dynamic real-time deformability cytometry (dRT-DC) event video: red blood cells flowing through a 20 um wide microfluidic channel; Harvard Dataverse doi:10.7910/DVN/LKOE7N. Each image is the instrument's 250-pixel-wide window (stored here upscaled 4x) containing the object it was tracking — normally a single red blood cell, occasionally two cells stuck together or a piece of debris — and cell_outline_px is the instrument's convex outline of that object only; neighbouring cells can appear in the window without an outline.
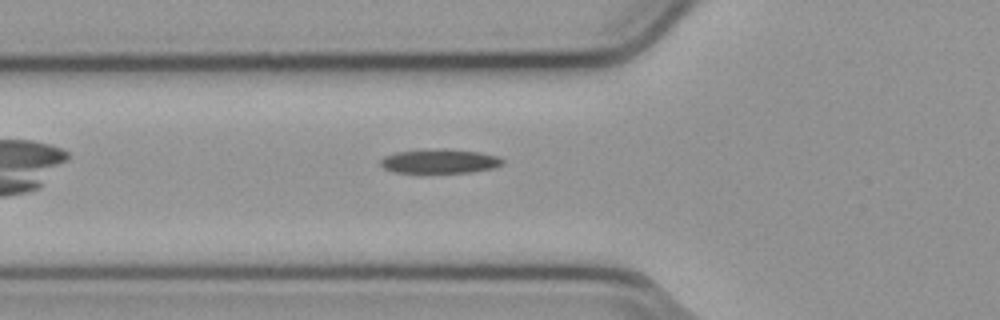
{"species": "common noctule bat (a hibernating species)", "species_latin": "Nyctalus noctula", "temperature_condition": "cold", "stored_images_in_passage": 34, "camera_frame_rate_fps": 3000, "um_per_image_px": 0.085, "animal": {"sex": "male", "body_mass_g": 23.1, "forearm_length_mm": 52.7}, "frame": {"image": 1, "passage_image": 5, "time_ms": 1.333, "image_size_px": [1000, 320], "cell_outline_px": [[504, 164], [492, 168], [472, 172], [396, 172], [384, 168], [380, 164], [380, 160], [384, 156], [396, 152], [428, 148], [444, 148], [480, 152], [496, 156], [504, 160]], "centroid_in_image_um": [37.37, 13.68], "position_along_channel_um": 88.4, "area_um2": 17.28}}
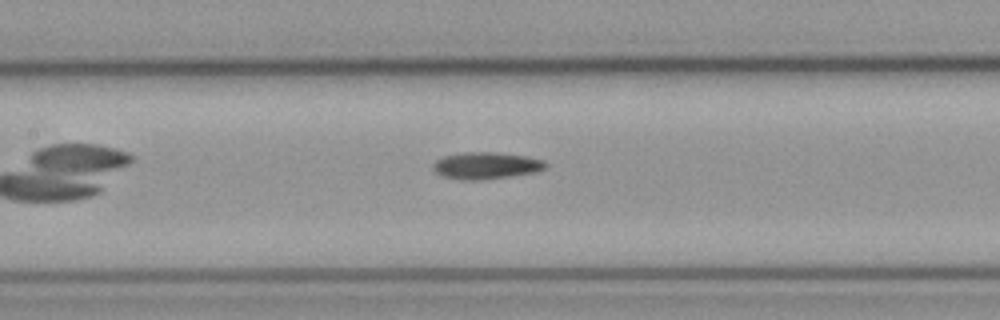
{"frame": {"image": 2, "passage_image": 11, "time_ms": 3.333, "image_size_px": [1000, 320], "cell_outline_px": [[548, 164], [544, 168], [536, 172], [480, 180], [464, 180], [444, 176], [436, 172], [432, 168], [432, 164], [436, 160], [444, 156], [464, 152], [496, 152], [524, 156], [544, 160]], "centroid_in_image_um": [41.3, 14.07], "position_along_channel_um": 166.1, "area_um2": 17.46}}
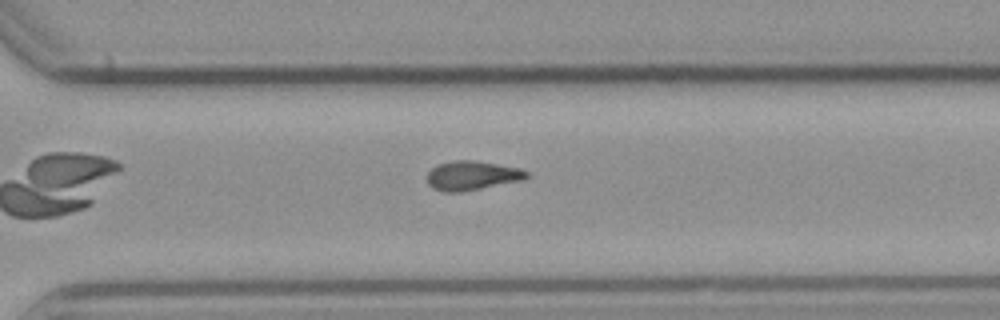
{"frame": {"image": 3, "passage_image": 24, "time_ms": 7.667, "image_size_px": [1000, 320], "cell_outline_px": [[528, 176], [524, 180], [460, 192], [444, 192], [432, 188], [428, 184], [428, 172], [436, 164], [456, 160], [476, 160], [516, 168], [528, 172]], "centroid_in_image_um": [40.09, 14.92], "position_along_channel_um": 330.5, "area_um2": 16.82}}